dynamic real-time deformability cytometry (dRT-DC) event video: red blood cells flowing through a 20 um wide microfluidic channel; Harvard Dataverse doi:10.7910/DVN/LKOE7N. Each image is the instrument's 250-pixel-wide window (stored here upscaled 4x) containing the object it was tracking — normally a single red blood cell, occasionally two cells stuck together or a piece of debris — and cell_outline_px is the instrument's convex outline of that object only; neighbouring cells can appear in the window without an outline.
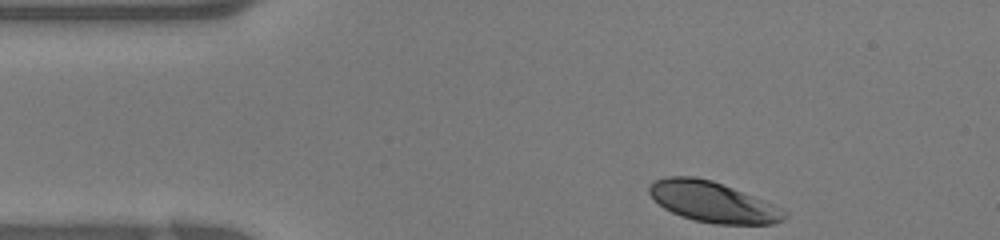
{"species": "human", "species_latin": "Homo sapiens", "temperature_condition": "warm", "stored_images_in_passage": 27, "camera_frame_rate_fps": 3000, "um_per_image_px": 0.085, "donor": {"sex": "female"}, "frame": {"image": 1, "passage_image": 1, "time_ms": 0.0, "image_size_px": [1000, 240], "cell_outline_px": [[788, 216], [784, 220], [772, 224], [716, 224], [696, 220], [680, 216], [664, 208], [648, 192], [648, 188], [656, 180], [668, 176], [692, 176], [712, 180], [764, 200], [788, 212]], "centroid_in_image_um": [60.61, 17.17], "position_along_channel_um": 24.4, "area_um2": 31.67}}
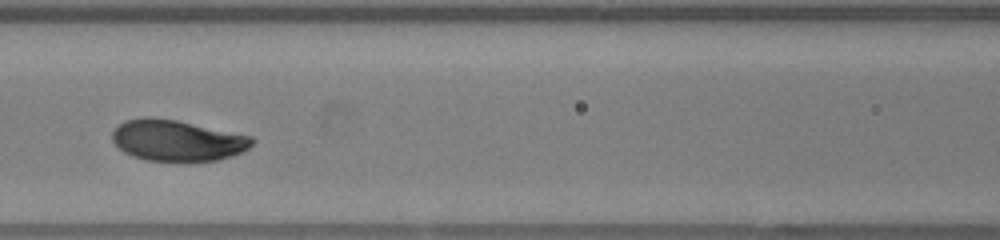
{"frame": {"image": 2, "passage_image": 12, "time_ms": 3.667, "image_size_px": [1000, 240], "cell_outline_px": [[256, 140], [248, 148], [232, 156], [216, 160], [188, 164], [184, 164], [144, 160], [132, 156], [124, 152], [112, 140], [112, 132], [124, 120], [144, 116], [152, 116], [176, 120], [252, 136]], "centroid_in_image_um": [15.05, 11.97], "position_along_channel_um": 151.5, "area_um2": 34.33}}
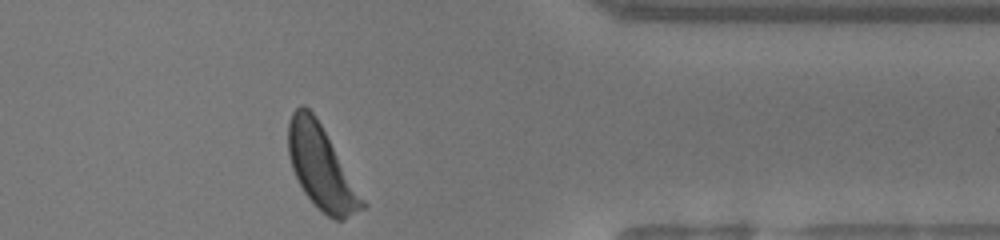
{"frame": {"image": 3, "passage_image": 27, "time_ms": 8.667, "image_size_px": [1000, 240], "cell_outline_px": [[368, 204], [364, 208], [344, 220], [336, 220], [328, 216], [316, 208], [304, 192], [292, 168], [288, 156], [288, 124], [292, 112], [300, 104], [304, 104], [316, 116]], "centroid_in_image_um": [27.31, 14.24], "position_along_channel_um": 384.1, "area_um2": 35.89}}